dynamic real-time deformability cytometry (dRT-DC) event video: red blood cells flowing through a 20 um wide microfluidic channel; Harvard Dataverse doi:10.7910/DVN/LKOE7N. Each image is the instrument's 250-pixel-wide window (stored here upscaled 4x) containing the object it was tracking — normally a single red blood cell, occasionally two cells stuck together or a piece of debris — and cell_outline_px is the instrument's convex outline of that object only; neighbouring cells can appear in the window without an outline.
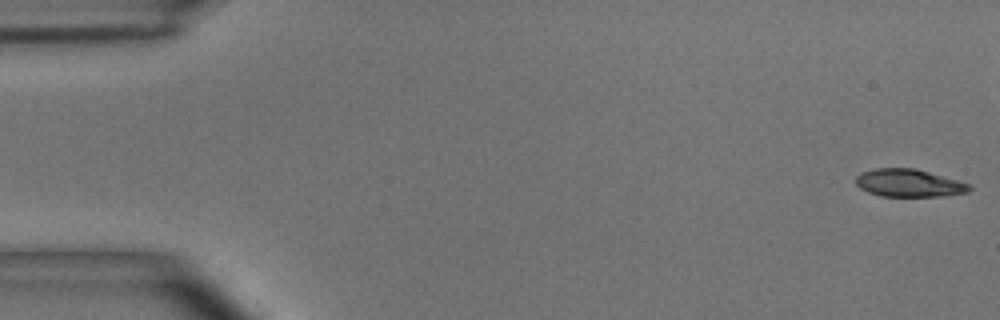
{"species": "common noctule bat (a hibernating species)", "species_latin": "Nyctalus noctula", "temperature_condition": "room temperature", "stored_images_in_passage": 6, "camera_frame_rate_fps": 3000, "um_per_image_px": 0.085, "animal": {"sex": "male", "body_mass_g": 15.6}, "frame": {"image": 1, "passage_image": 1, "time_ms": 0.0, "image_size_px": [1000, 320], "cell_outline_px": [[972, 188], [968, 192], [940, 196], [880, 196], [868, 192], [860, 188], [856, 184], [856, 176], [860, 172], [876, 168], [916, 168], [972, 184]], "centroid_in_image_um": [77.26, 15.55], "position_along_channel_um": 7.7, "area_um2": 18.44}}